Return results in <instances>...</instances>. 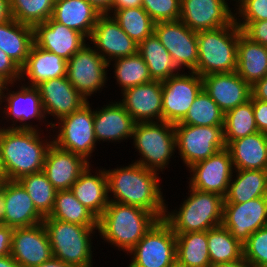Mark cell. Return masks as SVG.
<instances>
[{
	"label": "cell",
	"instance_id": "be15d7a7",
	"mask_svg": "<svg viewBox=\"0 0 267 267\" xmlns=\"http://www.w3.org/2000/svg\"><path fill=\"white\" fill-rule=\"evenodd\" d=\"M227 1H229V0H227ZM231 1H232V2L235 1V3L233 2V4H232ZM240 1H241V0H230L229 2H230V4H232L233 6L236 7V5H237Z\"/></svg>",
	"mask_w": 267,
	"mask_h": 267
},
{
	"label": "cell",
	"instance_id": "52a82bcc",
	"mask_svg": "<svg viewBox=\"0 0 267 267\" xmlns=\"http://www.w3.org/2000/svg\"><path fill=\"white\" fill-rule=\"evenodd\" d=\"M132 140L140 156L133 162L158 173L169 168L170 159L177 153L174 124L166 121L136 123Z\"/></svg>",
	"mask_w": 267,
	"mask_h": 267
},
{
	"label": "cell",
	"instance_id": "e575fe53",
	"mask_svg": "<svg viewBox=\"0 0 267 267\" xmlns=\"http://www.w3.org/2000/svg\"><path fill=\"white\" fill-rule=\"evenodd\" d=\"M176 234V265L210 267L207 231Z\"/></svg>",
	"mask_w": 267,
	"mask_h": 267
},
{
	"label": "cell",
	"instance_id": "603a6c76",
	"mask_svg": "<svg viewBox=\"0 0 267 267\" xmlns=\"http://www.w3.org/2000/svg\"><path fill=\"white\" fill-rule=\"evenodd\" d=\"M33 32L36 46L54 53L66 61L88 41L82 33L70 29L52 18L35 25Z\"/></svg>",
	"mask_w": 267,
	"mask_h": 267
},
{
	"label": "cell",
	"instance_id": "74e56055",
	"mask_svg": "<svg viewBox=\"0 0 267 267\" xmlns=\"http://www.w3.org/2000/svg\"><path fill=\"white\" fill-rule=\"evenodd\" d=\"M108 65L114 69L112 74L115 75L113 78L117 82L116 85L120 87V93L127 88L153 81L144 59L138 52L131 56L117 58Z\"/></svg>",
	"mask_w": 267,
	"mask_h": 267
},
{
	"label": "cell",
	"instance_id": "8fae6325",
	"mask_svg": "<svg viewBox=\"0 0 267 267\" xmlns=\"http://www.w3.org/2000/svg\"><path fill=\"white\" fill-rule=\"evenodd\" d=\"M87 42L67 61V78L73 87L89 102L95 93L107 88L108 63ZM108 79V80H107Z\"/></svg>",
	"mask_w": 267,
	"mask_h": 267
},
{
	"label": "cell",
	"instance_id": "9f6ffc18",
	"mask_svg": "<svg viewBox=\"0 0 267 267\" xmlns=\"http://www.w3.org/2000/svg\"><path fill=\"white\" fill-rule=\"evenodd\" d=\"M6 205H5V181L2 183L0 188V226L5 225V214H6Z\"/></svg>",
	"mask_w": 267,
	"mask_h": 267
},
{
	"label": "cell",
	"instance_id": "680465c9",
	"mask_svg": "<svg viewBox=\"0 0 267 267\" xmlns=\"http://www.w3.org/2000/svg\"><path fill=\"white\" fill-rule=\"evenodd\" d=\"M35 267H73V266L67 265L61 260L52 257L50 260Z\"/></svg>",
	"mask_w": 267,
	"mask_h": 267
},
{
	"label": "cell",
	"instance_id": "ac0fdd59",
	"mask_svg": "<svg viewBox=\"0 0 267 267\" xmlns=\"http://www.w3.org/2000/svg\"><path fill=\"white\" fill-rule=\"evenodd\" d=\"M93 48L109 62L138 52V43L131 39L112 15L101 14L88 39Z\"/></svg>",
	"mask_w": 267,
	"mask_h": 267
},
{
	"label": "cell",
	"instance_id": "4fadbf2b",
	"mask_svg": "<svg viewBox=\"0 0 267 267\" xmlns=\"http://www.w3.org/2000/svg\"><path fill=\"white\" fill-rule=\"evenodd\" d=\"M182 71L162 81V121L180 122L196 96L203 89V80L194 71Z\"/></svg>",
	"mask_w": 267,
	"mask_h": 267
},
{
	"label": "cell",
	"instance_id": "ffe728a7",
	"mask_svg": "<svg viewBox=\"0 0 267 267\" xmlns=\"http://www.w3.org/2000/svg\"><path fill=\"white\" fill-rule=\"evenodd\" d=\"M39 89L47 118L57 120L79 110L87 100L73 87L67 76L49 79L36 86Z\"/></svg>",
	"mask_w": 267,
	"mask_h": 267
},
{
	"label": "cell",
	"instance_id": "83f0119b",
	"mask_svg": "<svg viewBox=\"0 0 267 267\" xmlns=\"http://www.w3.org/2000/svg\"><path fill=\"white\" fill-rule=\"evenodd\" d=\"M63 76H67V61L33 44L26 64L21 68L20 82L36 87L43 81Z\"/></svg>",
	"mask_w": 267,
	"mask_h": 267
},
{
	"label": "cell",
	"instance_id": "7402d4cb",
	"mask_svg": "<svg viewBox=\"0 0 267 267\" xmlns=\"http://www.w3.org/2000/svg\"><path fill=\"white\" fill-rule=\"evenodd\" d=\"M103 107L93 108L94 130L97 143H121L132 139L136 124L119 101L106 102ZM101 141V142H100Z\"/></svg>",
	"mask_w": 267,
	"mask_h": 267
},
{
	"label": "cell",
	"instance_id": "1f68e13d",
	"mask_svg": "<svg viewBox=\"0 0 267 267\" xmlns=\"http://www.w3.org/2000/svg\"><path fill=\"white\" fill-rule=\"evenodd\" d=\"M34 44L33 27L15 19L0 23V49L22 68Z\"/></svg>",
	"mask_w": 267,
	"mask_h": 267
},
{
	"label": "cell",
	"instance_id": "681fc988",
	"mask_svg": "<svg viewBox=\"0 0 267 267\" xmlns=\"http://www.w3.org/2000/svg\"><path fill=\"white\" fill-rule=\"evenodd\" d=\"M255 123L259 132L267 134V102L252 96Z\"/></svg>",
	"mask_w": 267,
	"mask_h": 267
},
{
	"label": "cell",
	"instance_id": "8d00e7d4",
	"mask_svg": "<svg viewBox=\"0 0 267 267\" xmlns=\"http://www.w3.org/2000/svg\"><path fill=\"white\" fill-rule=\"evenodd\" d=\"M211 265L234 262L243 257V244L222 224L207 231Z\"/></svg>",
	"mask_w": 267,
	"mask_h": 267
},
{
	"label": "cell",
	"instance_id": "9c48e42d",
	"mask_svg": "<svg viewBox=\"0 0 267 267\" xmlns=\"http://www.w3.org/2000/svg\"><path fill=\"white\" fill-rule=\"evenodd\" d=\"M92 107L89 101L51 127L53 134L55 132L52 134L53 143L57 147L81 155L90 163L92 153L97 150Z\"/></svg>",
	"mask_w": 267,
	"mask_h": 267
},
{
	"label": "cell",
	"instance_id": "d4e9b609",
	"mask_svg": "<svg viewBox=\"0 0 267 267\" xmlns=\"http://www.w3.org/2000/svg\"><path fill=\"white\" fill-rule=\"evenodd\" d=\"M90 164L83 156L57 147H49L43 172L57 191L70 190L73 183Z\"/></svg>",
	"mask_w": 267,
	"mask_h": 267
},
{
	"label": "cell",
	"instance_id": "d590c367",
	"mask_svg": "<svg viewBox=\"0 0 267 267\" xmlns=\"http://www.w3.org/2000/svg\"><path fill=\"white\" fill-rule=\"evenodd\" d=\"M48 217L89 227H98V218L81 204L71 190L56 192L53 209Z\"/></svg>",
	"mask_w": 267,
	"mask_h": 267
},
{
	"label": "cell",
	"instance_id": "6da1fadb",
	"mask_svg": "<svg viewBox=\"0 0 267 267\" xmlns=\"http://www.w3.org/2000/svg\"><path fill=\"white\" fill-rule=\"evenodd\" d=\"M105 172L109 201L136 206L153 213L158 219H164L168 202L163 196L160 173L133 161L127 166L105 168Z\"/></svg>",
	"mask_w": 267,
	"mask_h": 267
},
{
	"label": "cell",
	"instance_id": "bcb514c9",
	"mask_svg": "<svg viewBox=\"0 0 267 267\" xmlns=\"http://www.w3.org/2000/svg\"><path fill=\"white\" fill-rule=\"evenodd\" d=\"M181 0H142V8L155 23L180 20Z\"/></svg>",
	"mask_w": 267,
	"mask_h": 267
},
{
	"label": "cell",
	"instance_id": "277c9868",
	"mask_svg": "<svg viewBox=\"0 0 267 267\" xmlns=\"http://www.w3.org/2000/svg\"><path fill=\"white\" fill-rule=\"evenodd\" d=\"M188 197L179 207L168 210L166 205L164 220L174 233L208 231L222 224L224 197L215 193L203 192L191 188ZM190 192V193H189Z\"/></svg>",
	"mask_w": 267,
	"mask_h": 267
},
{
	"label": "cell",
	"instance_id": "30bf717a",
	"mask_svg": "<svg viewBox=\"0 0 267 267\" xmlns=\"http://www.w3.org/2000/svg\"><path fill=\"white\" fill-rule=\"evenodd\" d=\"M128 267H174L176 234L164 219H158L127 254Z\"/></svg>",
	"mask_w": 267,
	"mask_h": 267
},
{
	"label": "cell",
	"instance_id": "f907efd6",
	"mask_svg": "<svg viewBox=\"0 0 267 267\" xmlns=\"http://www.w3.org/2000/svg\"><path fill=\"white\" fill-rule=\"evenodd\" d=\"M14 228L7 225L0 226V257L11 255V245Z\"/></svg>",
	"mask_w": 267,
	"mask_h": 267
},
{
	"label": "cell",
	"instance_id": "7a4b0ae2",
	"mask_svg": "<svg viewBox=\"0 0 267 267\" xmlns=\"http://www.w3.org/2000/svg\"><path fill=\"white\" fill-rule=\"evenodd\" d=\"M48 134L0 125V153L7 180L17 181L23 176L43 171L47 151L53 143L51 130Z\"/></svg>",
	"mask_w": 267,
	"mask_h": 267
},
{
	"label": "cell",
	"instance_id": "f5cc1de1",
	"mask_svg": "<svg viewBox=\"0 0 267 267\" xmlns=\"http://www.w3.org/2000/svg\"><path fill=\"white\" fill-rule=\"evenodd\" d=\"M142 7V0H113L111 9L106 13L112 15L116 10Z\"/></svg>",
	"mask_w": 267,
	"mask_h": 267
},
{
	"label": "cell",
	"instance_id": "5bb4252c",
	"mask_svg": "<svg viewBox=\"0 0 267 267\" xmlns=\"http://www.w3.org/2000/svg\"><path fill=\"white\" fill-rule=\"evenodd\" d=\"M154 33L183 71H194L198 63L197 32L181 20L155 23Z\"/></svg>",
	"mask_w": 267,
	"mask_h": 267
},
{
	"label": "cell",
	"instance_id": "9a60e30c",
	"mask_svg": "<svg viewBox=\"0 0 267 267\" xmlns=\"http://www.w3.org/2000/svg\"><path fill=\"white\" fill-rule=\"evenodd\" d=\"M188 185L199 191L225 196L234 171L230 152L227 148L217 151L209 158L193 164Z\"/></svg>",
	"mask_w": 267,
	"mask_h": 267
},
{
	"label": "cell",
	"instance_id": "94428289",
	"mask_svg": "<svg viewBox=\"0 0 267 267\" xmlns=\"http://www.w3.org/2000/svg\"><path fill=\"white\" fill-rule=\"evenodd\" d=\"M7 84L8 82L3 77L0 76V100H1L2 95L5 92Z\"/></svg>",
	"mask_w": 267,
	"mask_h": 267
},
{
	"label": "cell",
	"instance_id": "7c38bea8",
	"mask_svg": "<svg viewBox=\"0 0 267 267\" xmlns=\"http://www.w3.org/2000/svg\"><path fill=\"white\" fill-rule=\"evenodd\" d=\"M174 129L176 151L187 169L226 148L224 126H193L178 122Z\"/></svg>",
	"mask_w": 267,
	"mask_h": 267
},
{
	"label": "cell",
	"instance_id": "cb8c5ba5",
	"mask_svg": "<svg viewBox=\"0 0 267 267\" xmlns=\"http://www.w3.org/2000/svg\"><path fill=\"white\" fill-rule=\"evenodd\" d=\"M203 90L224 114L250 100L251 86L237 72L212 73L202 77Z\"/></svg>",
	"mask_w": 267,
	"mask_h": 267
},
{
	"label": "cell",
	"instance_id": "3957f363",
	"mask_svg": "<svg viewBox=\"0 0 267 267\" xmlns=\"http://www.w3.org/2000/svg\"><path fill=\"white\" fill-rule=\"evenodd\" d=\"M157 220L153 213L142 208L109 201L98 218L97 235L126 256Z\"/></svg>",
	"mask_w": 267,
	"mask_h": 267
},
{
	"label": "cell",
	"instance_id": "c3c4849f",
	"mask_svg": "<svg viewBox=\"0 0 267 267\" xmlns=\"http://www.w3.org/2000/svg\"><path fill=\"white\" fill-rule=\"evenodd\" d=\"M242 32L252 41L267 46V20L251 22Z\"/></svg>",
	"mask_w": 267,
	"mask_h": 267
},
{
	"label": "cell",
	"instance_id": "7dc6e473",
	"mask_svg": "<svg viewBox=\"0 0 267 267\" xmlns=\"http://www.w3.org/2000/svg\"><path fill=\"white\" fill-rule=\"evenodd\" d=\"M0 76L8 83H17L21 80V68L0 49Z\"/></svg>",
	"mask_w": 267,
	"mask_h": 267
},
{
	"label": "cell",
	"instance_id": "ee69618b",
	"mask_svg": "<svg viewBox=\"0 0 267 267\" xmlns=\"http://www.w3.org/2000/svg\"><path fill=\"white\" fill-rule=\"evenodd\" d=\"M243 257L250 267L267 266V226L249 236L243 244Z\"/></svg>",
	"mask_w": 267,
	"mask_h": 267
},
{
	"label": "cell",
	"instance_id": "91938a15",
	"mask_svg": "<svg viewBox=\"0 0 267 267\" xmlns=\"http://www.w3.org/2000/svg\"><path fill=\"white\" fill-rule=\"evenodd\" d=\"M0 267H21L11 255L0 257Z\"/></svg>",
	"mask_w": 267,
	"mask_h": 267
},
{
	"label": "cell",
	"instance_id": "8992f818",
	"mask_svg": "<svg viewBox=\"0 0 267 267\" xmlns=\"http://www.w3.org/2000/svg\"><path fill=\"white\" fill-rule=\"evenodd\" d=\"M241 32L235 21L218 29L197 32L198 63L194 72L201 77L235 72Z\"/></svg>",
	"mask_w": 267,
	"mask_h": 267
},
{
	"label": "cell",
	"instance_id": "6125c7cd",
	"mask_svg": "<svg viewBox=\"0 0 267 267\" xmlns=\"http://www.w3.org/2000/svg\"><path fill=\"white\" fill-rule=\"evenodd\" d=\"M0 179H6V174L4 172V168H3L2 160H1V153H0Z\"/></svg>",
	"mask_w": 267,
	"mask_h": 267
},
{
	"label": "cell",
	"instance_id": "44dd1931",
	"mask_svg": "<svg viewBox=\"0 0 267 267\" xmlns=\"http://www.w3.org/2000/svg\"><path fill=\"white\" fill-rule=\"evenodd\" d=\"M118 101L136 123L162 121V81L125 89Z\"/></svg>",
	"mask_w": 267,
	"mask_h": 267
},
{
	"label": "cell",
	"instance_id": "ab89813d",
	"mask_svg": "<svg viewBox=\"0 0 267 267\" xmlns=\"http://www.w3.org/2000/svg\"><path fill=\"white\" fill-rule=\"evenodd\" d=\"M31 197L37 211L45 218L50 215L57 190L43 171L23 176L17 180Z\"/></svg>",
	"mask_w": 267,
	"mask_h": 267
},
{
	"label": "cell",
	"instance_id": "11a10c76",
	"mask_svg": "<svg viewBox=\"0 0 267 267\" xmlns=\"http://www.w3.org/2000/svg\"><path fill=\"white\" fill-rule=\"evenodd\" d=\"M92 4L96 9H98L102 14H106L113 3V0H85Z\"/></svg>",
	"mask_w": 267,
	"mask_h": 267
},
{
	"label": "cell",
	"instance_id": "484cf974",
	"mask_svg": "<svg viewBox=\"0 0 267 267\" xmlns=\"http://www.w3.org/2000/svg\"><path fill=\"white\" fill-rule=\"evenodd\" d=\"M93 166L91 163L88 165L70 190L81 204L99 218L109 203L108 180L103 167L95 168V172Z\"/></svg>",
	"mask_w": 267,
	"mask_h": 267
},
{
	"label": "cell",
	"instance_id": "ba28073f",
	"mask_svg": "<svg viewBox=\"0 0 267 267\" xmlns=\"http://www.w3.org/2000/svg\"><path fill=\"white\" fill-rule=\"evenodd\" d=\"M15 84L16 87L19 85L17 87L18 90L12 91V87L14 88ZM1 104H4L5 107L2 108L3 105ZM0 110L2 111H0V115L2 116L4 114L2 120H6L5 123L9 122L8 125L12 123L9 126H3V128L44 131L39 127V124L43 126L44 123V126L47 127L46 132L48 131V127L49 131L52 130L50 127H52L53 121L47 119L39 89L35 86H27L22 82L8 83L0 100ZM33 120H38V125H32Z\"/></svg>",
	"mask_w": 267,
	"mask_h": 267
},
{
	"label": "cell",
	"instance_id": "816d5d0a",
	"mask_svg": "<svg viewBox=\"0 0 267 267\" xmlns=\"http://www.w3.org/2000/svg\"><path fill=\"white\" fill-rule=\"evenodd\" d=\"M251 92L255 99L267 102V75L251 87Z\"/></svg>",
	"mask_w": 267,
	"mask_h": 267
},
{
	"label": "cell",
	"instance_id": "db71d44e",
	"mask_svg": "<svg viewBox=\"0 0 267 267\" xmlns=\"http://www.w3.org/2000/svg\"><path fill=\"white\" fill-rule=\"evenodd\" d=\"M11 19L10 0H0V23H5Z\"/></svg>",
	"mask_w": 267,
	"mask_h": 267
},
{
	"label": "cell",
	"instance_id": "f35d334b",
	"mask_svg": "<svg viewBox=\"0 0 267 267\" xmlns=\"http://www.w3.org/2000/svg\"><path fill=\"white\" fill-rule=\"evenodd\" d=\"M258 132L255 123L252 95L247 102L227 111L224 117V140L226 146L236 139Z\"/></svg>",
	"mask_w": 267,
	"mask_h": 267
},
{
	"label": "cell",
	"instance_id": "d6986e66",
	"mask_svg": "<svg viewBox=\"0 0 267 267\" xmlns=\"http://www.w3.org/2000/svg\"><path fill=\"white\" fill-rule=\"evenodd\" d=\"M11 256L21 267H35L53 257L43 223L31 227L14 228Z\"/></svg>",
	"mask_w": 267,
	"mask_h": 267
},
{
	"label": "cell",
	"instance_id": "f546056e",
	"mask_svg": "<svg viewBox=\"0 0 267 267\" xmlns=\"http://www.w3.org/2000/svg\"><path fill=\"white\" fill-rule=\"evenodd\" d=\"M101 14L85 0H55L51 18L89 39Z\"/></svg>",
	"mask_w": 267,
	"mask_h": 267
},
{
	"label": "cell",
	"instance_id": "6f0895ef",
	"mask_svg": "<svg viewBox=\"0 0 267 267\" xmlns=\"http://www.w3.org/2000/svg\"><path fill=\"white\" fill-rule=\"evenodd\" d=\"M210 267H250V265L244 259V257H242L241 259L234 262L215 264L211 265Z\"/></svg>",
	"mask_w": 267,
	"mask_h": 267
},
{
	"label": "cell",
	"instance_id": "4dcf8cb0",
	"mask_svg": "<svg viewBox=\"0 0 267 267\" xmlns=\"http://www.w3.org/2000/svg\"><path fill=\"white\" fill-rule=\"evenodd\" d=\"M236 72L251 87L267 75V46L252 41L243 32L239 34Z\"/></svg>",
	"mask_w": 267,
	"mask_h": 267
},
{
	"label": "cell",
	"instance_id": "4316f807",
	"mask_svg": "<svg viewBox=\"0 0 267 267\" xmlns=\"http://www.w3.org/2000/svg\"><path fill=\"white\" fill-rule=\"evenodd\" d=\"M5 205V225L8 227H31L44 220L27 191L18 181H5Z\"/></svg>",
	"mask_w": 267,
	"mask_h": 267
},
{
	"label": "cell",
	"instance_id": "60d3db41",
	"mask_svg": "<svg viewBox=\"0 0 267 267\" xmlns=\"http://www.w3.org/2000/svg\"><path fill=\"white\" fill-rule=\"evenodd\" d=\"M224 117V112L202 89L179 123L193 126H224Z\"/></svg>",
	"mask_w": 267,
	"mask_h": 267
},
{
	"label": "cell",
	"instance_id": "d6a6232c",
	"mask_svg": "<svg viewBox=\"0 0 267 267\" xmlns=\"http://www.w3.org/2000/svg\"><path fill=\"white\" fill-rule=\"evenodd\" d=\"M264 196H267V170L234 169L224 203H244Z\"/></svg>",
	"mask_w": 267,
	"mask_h": 267
},
{
	"label": "cell",
	"instance_id": "b9f144b4",
	"mask_svg": "<svg viewBox=\"0 0 267 267\" xmlns=\"http://www.w3.org/2000/svg\"><path fill=\"white\" fill-rule=\"evenodd\" d=\"M112 16L138 44L154 33L155 22L142 7L116 10Z\"/></svg>",
	"mask_w": 267,
	"mask_h": 267
},
{
	"label": "cell",
	"instance_id": "e0dca14e",
	"mask_svg": "<svg viewBox=\"0 0 267 267\" xmlns=\"http://www.w3.org/2000/svg\"><path fill=\"white\" fill-rule=\"evenodd\" d=\"M222 225L244 244L251 234L267 226V196L244 203H224Z\"/></svg>",
	"mask_w": 267,
	"mask_h": 267
},
{
	"label": "cell",
	"instance_id": "2e32d148",
	"mask_svg": "<svg viewBox=\"0 0 267 267\" xmlns=\"http://www.w3.org/2000/svg\"><path fill=\"white\" fill-rule=\"evenodd\" d=\"M232 9L227 0H181L180 20L195 32L214 30L235 21Z\"/></svg>",
	"mask_w": 267,
	"mask_h": 267
},
{
	"label": "cell",
	"instance_id": "836d02e7",
	"mask_svg": "<svg viewBox=\"0 0 267 267\" xmlns=\"http://www.w3.org/2000/svg\"><path fill=\"white\" fill-rule=\"evenodd\" d=\"M138 53L144 59L153 80L164 81L182 71L155 33L138 44Z\"/></svg>",
	"mask_w": 267,
	"mask_h": 267
},
{
	"label": "cell",
	"instance_id": "5b68a950",
	"mask_svg": "<svg viewBox=\"0 0 267 267\" xmlns=\"http://www.w3.org/2000/svg\"><path fill=\"white\" fill-rule=\"evenodd\" d=\"M53 257L73 267H93V235L98 227H89L45 217ZM93 247V248H92Z\"/></svg>",
	"mask_w": 267,
	"mask_h": 267
},
{
	"label": "cell",
	"instance_id": "f6af8a7d",
	"mask_svg": "<svg viewBox=\"0 0 267 267\" xmlns=\"http://www.w3.org/2000/svg\"><path fill=\"white\" fill-rule=\"evenodd\" d=\"M234 9L235 23L242 31L251 22L267 20V0H241Z\"/></svg>",
	"mask_w": 267,
	"mask_h": 267
},
{
	"label": "cell",
	"instance_id": "e7e4bbea",
	"mask_svg": "<svg viewBox=\"0 0 267 267\" xmlns=\"http://www.w3.org/2000/svg\"><path fill=\"white\" fill-rule=\"evenodd\" d=\"M7 179H0V188H1V185L4 181H6Z\"/></svg>",
	"mask_w": 267,
	"mask_h": 267
},
{
	"label": "cell",
	"instance_id": "f1b7e54d",
	"mask_svg": "<svg viewBox=\"0 0 267 267\" xmlns=\"http://www.w3.org/2000/svg\"><path fill=\"white\" fill-rule=\"evenodd\" d=\"M230 152L235 170H267V134L256 132L231 141Z\"/></svg>",
	"mask_w": 267,
	"mask_h": 267
},
{
	"label": "cell",
	"instance_id": "7bdbcfd3",
	"mask_svg": "<svg viewBox=\"0 0 267 267\" xmlns=\"http://www.w3.org/2000/svg\"><path fill=\"white\" fill-rule=\"evenodd\" d=\"M55 0H10L12 18L34 27L52 17Z\"/></svg>",
	"mask_w": 267,
	"mask_h": 267
}]
</instances>
